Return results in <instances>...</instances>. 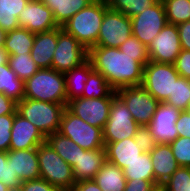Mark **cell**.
<instances>
[{"mask_svg": "<svg viewBox=\"0 0 190 191\" xmlns=\"http://www.w3.org/2000/svg\"><path fill=\"white\" fill-rule=\"evenodd\" d=\"M93 69L101 73L116 91L123 87L141 86L144 65L149 55H129L119 48L93 46L88 50Z\"/></svg>", "mask_w": 190, "mask_h": 191, "instance_id": "1", "label": "cell"}, {"mask_svg": "<svg viewBox=\"0 0 190 191\" xmlns=\"http://www.w3.org/2000/svg\"><path fill=\"white\" fill-rule=\"evenodd\" d=\"M108 7L105 1H93L72 16L62 29L89 50L97 43L101 23Z\"/></svg>", "mask_w": 190, "mask_h": 191, "instance_id": "2", "label": "cell"}, {"mask_svg": "<svg viewBox=\"0 0 190 191\" xmlns=\"http://www.w3.org/2000/svg\"><path fill=\"white\" fill-rule=\"evenodd\" d=\"M24 98L64 104L67 107L64 73L52 68L39 69L24 82Z\"/></svg>", "mask_w": 190, "mask_h": 191, "instance_id": "3", "label": "cell"}, {"mask_svg": "<svg viewBox=\"0 0 190 191\" xmlns=\"http://www.w3.org/2000/svg\"><path fill=\"white\" fill-rule=\"evenodd\" d=\"M66 106L24 98L17 103V113L30 121L40 132L47 137L58 132Z\"/></svg>", "mask_w": 190, "mask_h": 191, "instance_id": "4", "label": "cell"}, {"mask_svg": "<svg viewBox=\"0 0 190 191\" xmlns=\"http://www.w3.org/2000/svg\"><path fill=\"white\" fill-rule=\"evenodd\" d=\"M37 156L40 178L60 191H71L76 183L72 167L47 142L39 145Z\"/></svg>", "mask_w": 190, "mask_h": 191, "instance_id": "5", "label": "cell"}, {"mask_svg": "<svg viewBox=\"0 0 190 191\" xmlns=\"http://www.w3.org/2000/svg\"><path fill=\"white\" fill-rule=\"evenodd\" d=\"M58 133L86 150L105 148L102 129L84 122L67 107L61 117Z\"/></svg>", "mask_w": 190, "mask_h": 191, "instance_id": "6", "label": "cell"}, {"mask_svg": "<svg viewBox=\"0 0 190 191\" xmlns=\"http://www.w3.org/2000/svg\"><path fill=\"white\" fill-rule=\"evenodd\" d=\"M139 127L125 102L116 94L112 98L109 118L102 130L104 145L125 138H134Z\"/></svg>", "mask_w": 190, "mask_h": 191, "instance_id": "7", "label": "cell"}, {"mask_svg": "<svg viewBox=\"0 0 190 191\" xmlns=\"http://www.w3.org/2000/svg\"><path fill=\"white\" fill-rule=\"evenodd\" d=\"M180 77L174 64L149 61L144 65L142 86L159 102L173 93L174 82Z\"/></svg>", "mask_w": 190, "mask_h": 191, "instance_id": "8", "label": "cell"}, {"mask_svg": "<svg viewBox=\"0 0 190 191\" xmlns=\"http://www.w3.org/2000/svg\"><path fill=\"white\" fill-rule=\"evenodd\" d=\"M88 59V50L62 27L57 28V46L51 68L65 73Z\"/></svg>", "mask_w": 190, "mask_h": 191, "instance_id": "9", "label": "cell"}, {"mask_svg": "<svg viewBox=\"0 0 190 191\" xmlns=\"http://www.w3.org/2000/svg\"><path fill=\"white\" fill-rule=\"evenodd\" d=\"M115 92L125 102L139 126H147L150 123L160 102L142 85L123 87Z\"/></svg>", "mask_w": 190, "mask_h": 191, "instance_id": "10", "label": "cell"}, {"mask_svg": "<svg viewBox=\"0 0 190 191\" xmlns=\"http://www.w3.org/2000/svg\"><path fill=\"white\" fill-rule=\"evenodd\" d=\"M131 35V18L108 7L95 46L119 48Z\"/></svg>", "mask_w": 190, "mask_h": 191, "instance_id": "11", "label": "cell"}, {"mask_svg": "<svg viewBox=\"0 0 190 191\" xmlns=\"http://www.w3.org/2000/svg\"><path fill=\"white\" fill-rule=\"evenodd\" d=\"M131 22L132 35L148 47L168 23L162 1L158 0L142 13L131 17Z\"/></svg>", "mask_w": 190, "mask_h": 191, "instance_id": "12", "label": "cell"}, {"mask_svg": "<svg viewBox=\"0 0 190 191\" xmlns=\"http://www.w3.org/2000/svg\"><path fill=\"white\" fill-rule=\"evenodd\" d=\"M113 97H79L68 101L67 108L84 122L103 130L109 118Z\"/></svg>", "mask_w": 190, "mask_h": 191, "instance_id": "13", "label": "cell"}, {"mask_svg": "<svg viewBox=\"0 0 190 191\" xmlns=\"http://www.w3.org/2000/svg\"><path fill=\"white\" fill-rule=\"evenodd\" d=\"M181 50L177 25L167 23L148 45L149 61L174 64Z\"/></svg>", "mask_w": 190, "mask_h": 191, "instance_id": "14", "label": "cell"}, {"mask_svg": "<svg viewBox=\"0 0 190 191\" xmlns=\"http://www.w3.org/2000/svg\"><path fill=\"white\" fill-rule=\"evenodd\" d=\"M180 112L179 109L166 102L159 103L152 120L147 125L156 144H170L178 138L175 123L179 118Z\"/></svg>", "mask_w": 190, "mask_h": 191, "instance_id": "15", "label": "cell"}, {"mask_svg": "<svg viewBox=\"0 0 190 191\" xmlns=\"http://www.w3.org/2000/svg\"><path fill=\"white\" fill-rule=\"evenodd\" d=\"M20 28L36 34L58 28L52 10L44 3L29 0L18 16Z\"/></svg>", "mask_w": 190, "mask_h": 191, "instance_id": "16", "label": "cell"}, {"mask_svg": "<svg viewBox=\"0 0 190 191\" xmlns=\"http://www.w3.org/2000/svg\"><path fill=\"white\" fill-rule=\"evenodd\" d=\"M44 142H46V137L40 130L16 112L11 130L9 150L38 148Z\"/></svg>", "mask_w": 190, "mask_h": 191, "instance_id": "17", "label": "cell"}, {"mask_svg": "<svg viewBox=\"0 0 190 191\" xmlns=\"http://www.w3.org/2000/svg\"><path fill=\"white\" fill-rule=\"evenodd\" d=\"M7 161L11 163L14 174L18 175L21 182L40 178L37 148L9 150Z\"/></svg>", "mask_w": 190, "mask_h": 191, "instance_id": "18", "label": "cell"}, {"mask_svg": "<svg viewBox=\"0 0 190 191\" xmlns=\"http://www.w3.org/2000/svg\"><path fill=\"white\" fill-rule=\"evenodd\" d=\"M154 178L159 186H162L172 174L179 168L169 144H156L150 152Z\"/></svg>", "mask_w": 190, "mask_h": 191, "instance_id": "19", "label": "cell"}, {"mask_svg": "<svg viewBox=\"0 0 190 191\" xmlns=\"http://www.w3.org/2000/svg\"><path fill=\"white\" fill-rule=\"evenodd\" d=\"M105 162V148L86 150L80 147V158L72 167L75 182L94 179Z\"/></svg>", "mask_w": 190, "mask_h": 191, "instance_id": "20", "label": "cell"}, {"mask_svg": "<svg viewBox=\"0 0 190 191\" xmlns=\"http://www.w3.org/2000/svg\"><path fill=\"white\" fill-rule=\"evenodd\" d=\"M105 149L106 161L118 166L122 170L127 164L139 158V155L143 153L134 138H125L121 141L108 143Z\"/></svg>", "mask_w": 190, "mask_h": 191, "instance_id": "21", "label": "cell"}, {"mask_svg": "<svg viewBox=\"0 0 190 191\" xmlns=\"http://www.w3.org/2000/svg\"><path fill=\"white\" fill-rule=\"evenodd\" d=\"M57 46V28L35 34L31 57L39 67L51 68L53 55Z\"/></svg>", "mask_w": 190, "mask_h": 191, "instance_id": "22", "label": "cell"}, {"mask_svg": "<svg viewBox=\"0 0 190 191\" xmlns=\"http://www.w3.org/2000/svg\"><path fill=\"white\" fill-rule=\"evenodd\" d=\"M94 71L89 59L64 73L67 101L82 97L85 83Z\"/></svg>", "mask_w": 190, "mask_h": 191, "instance_id": "23", "label": "cell"}, {"mask_svg": "<svg viewBox=\"0 0 190 191\" xmlns=\"http://www.w3.org/2000/svg\"><path fill=\"white\" fill-rule=\"evenodd\" d=\"M94 181L102 191H124L127 184L124 171L107 161L95 175Z\"/></svg>", "mask_w": 190, "mask_h": 191, "instance_id": "24", "label": "cell"}, {"mask_svg": "<svg viewBox=\"0 0 190 191\" xmlns=\"http://www.w3.org/2000/svg\"><path fill=\"white\" fill-rule=\"evenodd\" d=\"M35 34L26 28L8 31L5 38L4 49L8 55L31 54Z\"/></svg>", "mask_w": 190, "mask_h": 191, "instance_id": "25", "label": "cell"}, {"mask_svg": "<svg viewBox=\"0 0 190 191\" xmlns=\"http://www.w3.org/2000/svg\"><path fill=\"white\" fill-rule=\"evenodd\" d=\"M0 93L17 103L24 99V81L16 76L8 63L0 65Z\"/></svg>", "mask_w": 190, "mask_h": 191, "instance_id": "26", "label": "cell"}, {"mask_svg": "<svg viewBox=\"0 0 190 191\" xmlns=\"http://www.w3.org/2000/svg\"><path fill=\"white\" fill-rule=\"evenodd\" d=\"M46 142L73 167L80 158V146L67 137L55 132L46 137Z\"/></svg>", "mask_w": 190, "mask_h": 191, "instance_id": "27", "label": "cell"}, {"mask_svg": "<svg viewBox=\"0 0 190 191\" xmlns=\"http://www.w3.org/2000/svg\"><path fill=\"white\" fill-rule=\"evenodd\" d=\"M150 153L143 152L139 158L133 160L123 169L126 180L144 179L151 181L155 186H159L154 178Z\"/></svg>", "mask_w": 190, "mask_h": 191, "instance_id": "28", "label": "cell"}, {"mask_svg": "<svg viewBox=\"0 0 190 191\" xmlns=\"http://www.w3.org/2000/svg\"><path fill=\"white\" fill-rule=\"evenodd\" d=\"M94 0H59L57 3H44L52 12L59 27H62L72 16L87 7Z\"/></svg>", "mask_w": 190, "mask_h": 191, "instance_id": "29", "label": "cell"}, {"mask_svg": "<svg viewBox=\"0 0 190 191\" xmlns=\"http://www.w3.org/2000/svg\"><path fill=\"white\" fill-rule=\"evenodd\" d=\"M29 0H0V27L6 32L20 28L18 16Z\"/></svg>", "mask_w": 190, "mask_h": 191, "instance_id": "30", "label": "cell"}, {"mask_svg": "<svg viewBox=\"0 0 190 191\" xmlns=\"http://www.w3.org/2000/svg\"><path fill=\"white\" fill-rule=\"evenodd\" d=\"M115 95V90L106 81L105 77L101 73L94 70L89 75V80L85 83L82 97L103 98L114 97Z\"/></svg>", "mask_w": 190, "mask_h": 191, "instance_id": "31", "label": "cell"}, {"mask_svg": "<svg viewBox=\"0 0 190 191\" xmlns=\"http://www.w3.org/2000/svg\"><path fill=\"white\" fill-rule=\"evenodd\" d=\"M168 23L178 25L190 20V0H161Z\"/></svg>", "mask_w": 190, "mask_h": 191, "instance_id": "32", "label": "cell"}, {"mask_svg": "<svg viewBox=\"0 0 190 191\" xmlns=\"http://www.w3.org/2000/svg\"><path fill=\"white\" fill-rule=\"evenodd\" d=\"M8 65L16 73V76L24 82L39 70L31 54L26 53L9 55Z\"/></svg>", "mask_w": 190, "mask_h": 191, "instance_id": "33", "label": "cell"}, {"mask_svg": "<svg viewBox=\"0 0 190 191\" xmlns=\"http://www.w3.org/2000/svg\"><path fill=\"white\" fill-rule=\"evenodd\" d=\"M189 98L190 80L179 77L174 82L173 93L170 94L169 98L165 102L180 111H187Z\"/></svg>", "mask_w": 190, "mask_h": 191, "instance_id": "34", "label": "cell"}, {"mask_svg": "<svg viewBox=\"0 0 190 191\" xmlns=\"http://www.w3.org/2000/svg\"><path fill=\"white\" fill-rule=\"evenodd\" d=\"M158 0H110L111 9L121 12L127 17H133L142 13L146 8L154 5Z\"/></svg>", "mask_w": 190, "mask_h": 191, "instance_id": "35", "label": "cell"}, {"mask_svg": "<svg viewBox=\"0 0 190 191\" xmlns=\"http://www.w3.org/2000/svg\"><path fill=\"white\" fill-rule=\"evenodd\" d=\"M162 186L166 191H190V167L179 166Z\"/></svg>", "mask_w": 190, "mask_h": 191, "instance_id": "36", "label": "cell"}, {"mask_svg": "<svg viewBox=\"0 0 190 191\" xmlns=\"http://www.w3.org/2000/svg\"><path fill=\"white\" fill-rule=\"evenodd\" d=\"M169 145L179 166L190 167V138L178 137Z\"/></svg>", "mask_w": 190, "mask_h": 191, "instance_id": "37", "label": "cell"}, {"mask_svg": "<svg viewBox=\"0 0 190 191\" xmlns=\"http://www.w3.org/2000/svg\"><path fill=\"white\" fill-rule=\"evenodd\" d=\"M0 181L8 188L19 187L22 182L17 174H14L11 163L7 161V152L0 151Z\"/></svg>", "mask_w": 190, "mask_h": 191, "instance_id": "38", "label": "cell"}, {"mask_svg": "<svg viewBox=\"0 0 190 191\" xmlns=\"http://www.w3.org/2000/svg\"><path fill=\"white\" fill-rule=\"evenodd\" d=\"M15 114L0 116V151L8 152Z\"/></svg>", "mask_w": 190, "mask_h": 191, "instance_id": "39", "label": "cell"}, {"mask_svg": "<svg viewBox=\"0 0 190 191\" xmlns=\"http://www.w3.org/2000/svg\"><path fill=\"white\" fill-rule=\"evenodd\" d=\"M136 144L141 147L145 153H150L156 146V142L152 137L147 126H140L134 136Z\"/></svg>", "mask_w": 190, "mask_h": 191, "instance_id": "40", "label": "cell"}, {"mask_svg": "<svg viewBox=\"0 0 190 191\" xmlns=\"http://www.w3.org/2000/svg\"><path fill=\"white\" fill-rule=\"evenodd\" d=\"M119 49L129 55H149L148 47L133 35L121 44Z\"/></svg>", "mask_w": 190, "mask_h": 191, "instance_id": "41", "label": "cell"}, {"mask_svg": "<svg viewBox=\"0 0 190 191\" xmlns=\"http://www.w3.org/2000/svg\"><path fill=\"white\" fill-rule=\"evenodd\" d=\"M174 67L180 77L190 80V50H181L174 62Z\"/></svg>", "mask_w": 190, "mask_h": 191, "instance_id": "42", "label": "cell"}, {"mask_svg": "<svg viewBox=\"0 0 190 191\" xmlns=\"http://www.w3.org/2000/svg\"><path fill=\"white\" fill-rule=\"evenodd\" d=\"M22 191H60L44 179H35L22 182Z\"/></svg>", "mask_w": 190, "mask_h": 191, "instance_id": "43", "label": "cell"}, {"mask_svg": "<svg viewBox=\"0 0 190 191\" xmlns=\"http://www.w3.org/2000/svg\"><path fill=\"white\" fill-rule=\"evenodd\" d=\"M175 126L178 132V137L190 138V111H181Z\"/></svg>", "mask_w": 190, "mask_h": 191, "instance_id": "44", "label": "cell"}, {"mask_svg": "<svg viewBox=\"0 0 190 191\" xmlns=\"http://www.w3.org/2000/svg\"><path fill=\"white\" fill-rule=\"evenodd\" d=\"M155 185L144 179L127 180L124 191H151Z\"/></svg>", "mask_w": 190, "mask_h": 191, "instance_id": "45", "label": "cell"}, {"mask_svg": "<svg viewBox=\"0 0 190 191\" xmlns=\"http://www.w3.org/2000/svg\"><path fill=\"white\" fill-rule=\"evenodd\" d=\"M178 34L183 50H190V20L177 25Z\"/></svg>", "mask_w": 190, "mask_h": 191, "instance_id": "46", "label": "cell"}, {"mask_svg": "<svg viewBox=\"0 0 190 191\" xmlns=\"http://www.w3.org/2000/svg\"><path fill=\"white\" fill-rule=\"evenodd\" d=\"M17 102L0 93V116L15 114L17 111Z\"/></svg>", "mask_w": 190, "mask_h": 191, "instance_id": "47", "label": "cell"}, {"mask_svg": "<svg viewBox=\"0 0 190 191\" xmlns=\"http://www.w3.org/2000/svg\"><path fill=\"white\" fill-rule=\"evenodd\" d=\"M71 191H102L94 179L81 180L74 184Z\"/></svg>", "mask_w": 190, "mask_h": 191, "instance_id": "48", "label": "cell"}, {"mask_svg": "<svg viewBox=\"0 0 190 191\" xmlns=\"http://www.w3.org/2000/svg\"><path fill=\"white\" fill-rule=\"evenodd\" d=\"M9 55L4 48H0V65L8 63Z\"/></svg>", "mask_w": 190, "mask_h": 191, "instance_id": "49", "label": "cell"}, {"mask_svg": "<svg viewBox=\"0 0 190 191\" xmlns=\"http://www.w3.org/2000/svg\"><path fill=\"white\" fill-rule=\"evenodd\" d=\"M7 32L0 27V48H4Z\"/></svg>", "mask_w": 190, "mask_h": 191, "instance_id": "50", "label": "cell"}, {"mask_svg": "<svg viewBox=\"0 0 190 191\" xmlns=\"http://www.w3.org/2000/svg\"><path fill=\"white\" fill-rule=\"evenodd\" d=\"M151 191H166L163 186H155Z\"/></svg>", "mask_w": 190, "mask_h": 191, "instance_id": "51", "label": "cell"}, {"mask_svg": "<svg viewBox=\"0 0 190 191\" xmlns=\"http://www.w3.org/2000/svg\"><path fill=\"white\" fill-rule=\"evenodd\" d=\"M42 3H57L59 0H36Z\"/></svg>", "mask_w": 190, "mask_h": 191, "instance_id": "52", "label": "cell"}, {"mask_svg": "<svg viewBox=\"0 0 190 191\" xmlns=\"http://www.w3.org/2000/svg\"><path fill=\"white\" fill-rule=\"evenodd\" d=\"M8 187L2 182L0 181V191H7Z\"/></svg>", "mask_w": 190, "mask_h": 191, "instance_id": "53", "label": "cell"}, {"mask_svg": "<svg viewBox=\"0 0 190 191\" xmlns=\"http://www.w3.org/2000/svg\"><path fill=\"white\" fill-rule=\"evenodd\" d=\"M7 191H22V187H13V188H8Z\"/></svg>", "mask_w": 190, "mask_h": 191, "instance_id": "54", "label": "cell"}, {"mask_svg": "<svg viewBox=\"0 0 190 191\" xmlns=\"http://www.w3.org/2000/svg\"><path fill=\"white\" fill-rule=\"evenodd\" d=\"M188 111H190V98H189V101H188Z\"/></svg>", "mask_w": 190, "mask_h": 191, "instance_id": "55", "label": "cell"}, {"mask_svg": "<svg viewBox=\"0 0 190 191\" xmlns=\"http://www.w3.org/2000/svg\"><path fill=\"white\" fill-rule=\"evenodd\" d=\"M99 1H105L106 3H108V2H109V0H99Z\"/></svg>", "mask_w": 190, "mask_h": 191, "instance_id": "56", "label": "cell"}]
</instances>
